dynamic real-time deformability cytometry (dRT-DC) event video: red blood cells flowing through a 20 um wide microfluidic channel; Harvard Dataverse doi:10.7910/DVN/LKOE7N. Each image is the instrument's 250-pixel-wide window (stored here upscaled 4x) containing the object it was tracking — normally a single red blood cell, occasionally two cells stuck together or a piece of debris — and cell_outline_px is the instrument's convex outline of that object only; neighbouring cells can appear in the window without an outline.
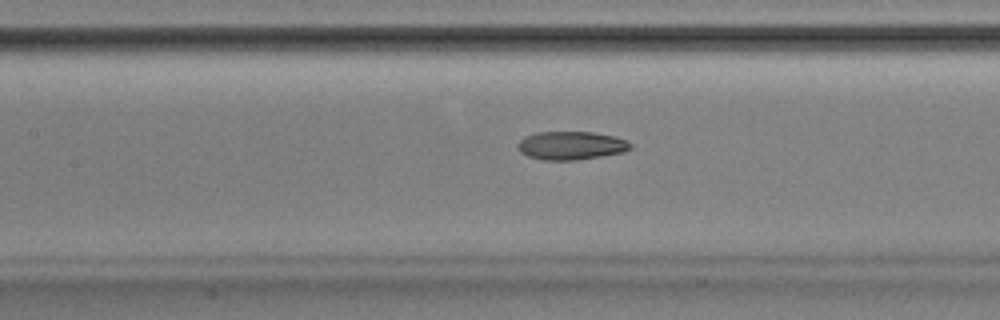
{"species": "Egyptian fruit bat (a non-hibernating species)", "species_latin": "Rousettus aegyptiacus", "temperature_condition": "room temperature", "stored_images_in_passage": 40, "camera_frame_rate_fps": 3000, "um_per_image_px": 0.085, "animal": {"sex": "male"}, "frame": {"image": 1, "passage_image": 12, "time_ms": 3.667, "image_size_px": [1000, 320], "cell_outline_px": [[632, 148], [624, 152], [576, 160], [544, 160], [528, 156], [520, 152], [516, 144], [524, 136], [536, 132], [592, 132], [616, 136], [632, 144]], "centroid_in_image_um": [48.53, 12.36], "position_along_channel_um": 158.9, "area_um2": 18.67}}
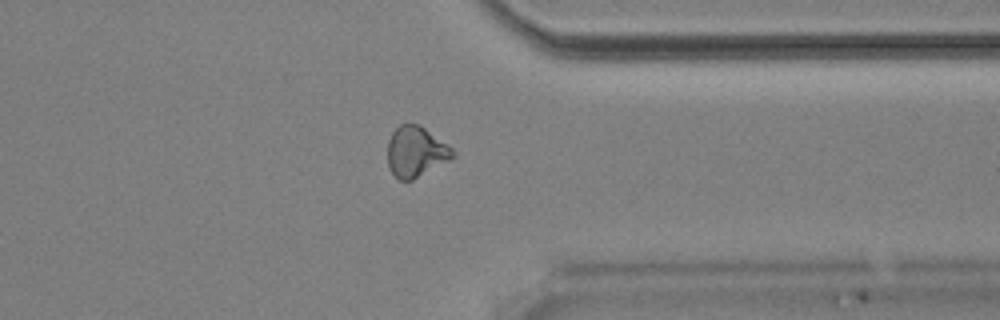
{"frame": {"image": 2, "passage_image": 29, "time_ms": 9.333, "image_size_px": [1000, 320], "cell_outline_px": [[456, 156], [412, 180], [400, 180], [388, 168], [388, 140], [392, 132], [400, 124], [420, 124], [448, 144], [456, 152]], "centroid_in_image_um": [35.35, 12.87], "position_along_channel_um": 376.0, "area_um2": 19.19}, "authors_computed_cell_mechanics": {"area_um2": 18.9006, "velocity_mm_per_s": 3.8961, "shape_relaxation_time_tau1_ms": 3.5589, "shape_relaxation_time_tau2_ms": 2.2723, "deformation_change_tau1": 0.1436, "deformation_change_tau2": 0.0931}}